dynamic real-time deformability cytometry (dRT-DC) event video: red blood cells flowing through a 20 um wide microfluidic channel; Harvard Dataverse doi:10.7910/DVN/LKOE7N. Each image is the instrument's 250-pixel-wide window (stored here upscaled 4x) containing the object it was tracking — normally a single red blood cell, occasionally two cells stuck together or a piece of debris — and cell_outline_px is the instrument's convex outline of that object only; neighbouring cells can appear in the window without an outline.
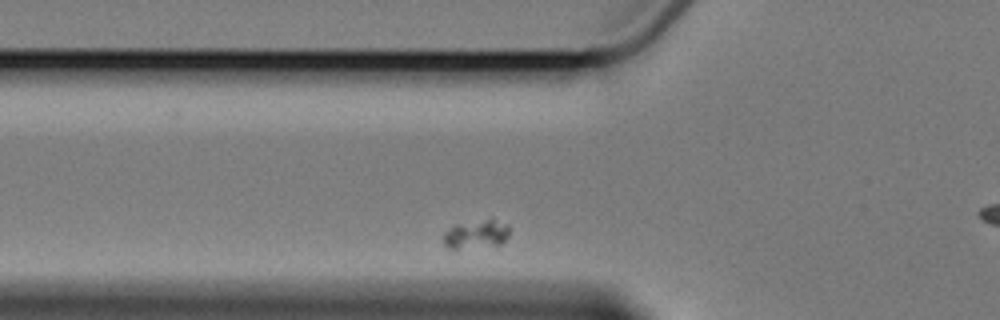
{"species": "Egyptian fruit bat (a non-hibernating species)", "species_latin": "Rousettus aegyptiacus", "temperature_condition": "cold", "stored_images_in_passage": 4, "segment_of_instrument_passage": [1, 2], "camera_frame_rate_fps": 3000, "um_per_image_px": 0.085, "animal": {"sex": "female"}, "frame": {"image": 1, "passage_image": 3, "time_ms": 2.333, "image_size_px": [1000, 320], "cell_outline_px": [[508, 236], [500, 244], [456, 248], [448, 248], [444, 244], [444, 232], [452, 224], [492, 216], [508, 224]], "centroid_in_image_um": [40.48, 19.82], "position_along_channel_um": 85.3, "area_um2": 11.33}}